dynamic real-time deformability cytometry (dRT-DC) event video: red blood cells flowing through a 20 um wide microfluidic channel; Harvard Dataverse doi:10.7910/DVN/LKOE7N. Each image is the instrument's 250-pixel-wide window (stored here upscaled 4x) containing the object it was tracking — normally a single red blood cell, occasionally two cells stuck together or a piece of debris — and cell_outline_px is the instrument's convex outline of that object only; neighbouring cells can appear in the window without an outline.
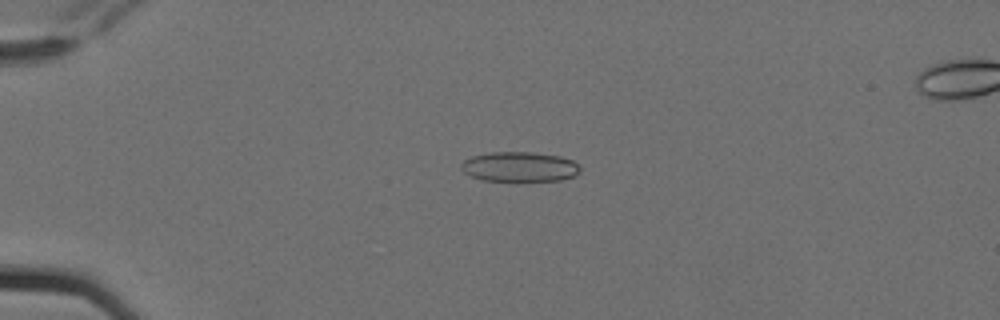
{"species": "Egyptian fruit bat (a non-hibernating species)", "species_latin": "Rousettus aegyptiacus", "temperature_condition": "cold", "stored_images_in_passage": 6, "camera_frame_rate_fps": 3000, "um_per_image_px": 0.085, "animal": {"sex": "female"}, "frame": {"image": 1, "passage_image": 4, "time_ms": 1.0, "image_size_px": [1000, 320], "cell_outline_px": [[580, 172], [576, 176], [560, 180], [484, 180], [472, 176], [464, 172], [460, 168], [460, 164], [464, 160], [472, 156], [492, 152], [528, 152], [560, 156], [572, 160], [580, 168]], "centroid_in_image_um": [44.16, 14.17], "position_along_channel_um": 40.8, "area_um2": 20.46}}